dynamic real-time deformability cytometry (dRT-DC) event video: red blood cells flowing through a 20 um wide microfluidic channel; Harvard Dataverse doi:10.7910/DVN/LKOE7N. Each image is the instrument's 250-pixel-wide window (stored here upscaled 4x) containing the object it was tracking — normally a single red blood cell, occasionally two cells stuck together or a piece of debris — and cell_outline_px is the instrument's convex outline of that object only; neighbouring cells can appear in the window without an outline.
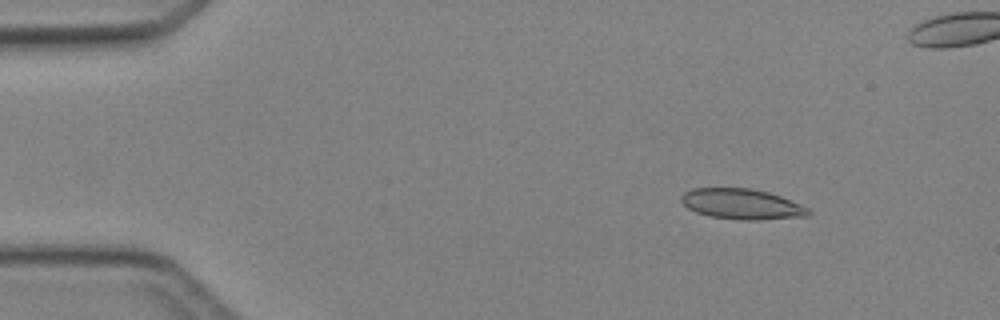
{"species": "Egyptian fruit bat (a non-hibernating species)", "species_latin": "Rousettus aegyptiacus", "temperature_condition": "cold", "stored_images_in_passage": 5, "camera_frame_rate_fps": 3000, "um_per_image_px": 0.085, "animal": {"sex": "female"}, "frame": {"image": 1, "passage_image": 2, "time_ms": 1.333, "image_size_px": [1000, 320], "cell_outline_px": [[812, 212], [808, 216], [760, 220], [740, 220], [708, 216], [696, 212], [688, 208], [680, 200], [680, 196], [684, 192], [692, 188], [748, 188], [768, 192], [780, 196], [800, 204], [808, 208]], "centroid_in_image_um": [63.04, 17.35], "position_along_channel_um": 22.0, "area_um2": 22.66}}